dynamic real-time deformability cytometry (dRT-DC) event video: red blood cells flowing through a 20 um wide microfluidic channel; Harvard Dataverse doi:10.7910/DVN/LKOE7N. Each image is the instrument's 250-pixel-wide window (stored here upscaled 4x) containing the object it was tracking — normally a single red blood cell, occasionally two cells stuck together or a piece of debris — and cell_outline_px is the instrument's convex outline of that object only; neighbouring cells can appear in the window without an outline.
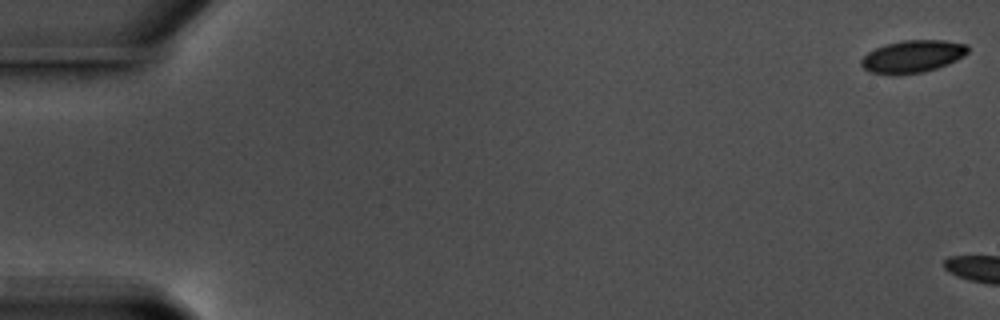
{"species": "common noctule bat (a hibernating species)", "species_latin": "Nyctalus noctula", "temperature_condition": "warm", "stored_images_in_passage": 5, "camera_frame_rate_fps": 3000, "um_per_image_px": 0.085, "animal": {"sex": "male", "body_mass_g": 17.5, "forearm_length_mm": 52.3}, "frame": {"image": 1, "passage_image": 1, "time_ms": 0.0, "image_size_px": [1000, 320], "cell_outline_px": [[968, 52], [964, 56], [948, 64], [924, 72], [872, 72], [864, 68], [860, 64], [860, 60], [868, 52], [876, 48], [888, 44], [904, 40], [944, 40], [968, 44]], "centroid_in_image_um": [77.63, 4.75], "position_along_channel_um": 7.4, "area_um2": 19.48}}